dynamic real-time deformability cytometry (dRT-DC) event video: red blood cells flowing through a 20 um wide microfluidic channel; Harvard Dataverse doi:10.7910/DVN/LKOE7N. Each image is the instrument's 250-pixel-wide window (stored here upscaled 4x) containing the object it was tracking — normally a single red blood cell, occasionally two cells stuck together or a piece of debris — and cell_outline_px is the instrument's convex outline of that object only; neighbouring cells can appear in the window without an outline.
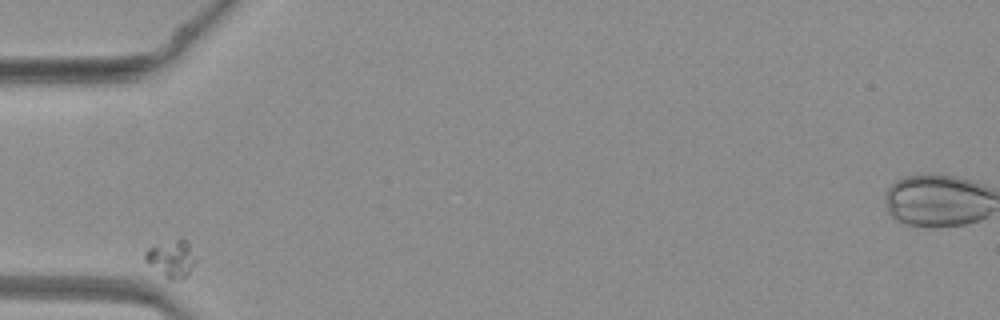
{"species": "common noctule bat (a hibernating species)", "species_latin": "Nyctalus noctula", "temperature_condition": "warm", "stored_images_in_passage": 27, "camera_frame_rate_fps": 3000, "um_per_image_px": 0.085, "animal": {"sex": "female", "body_mass_g": 19.3, "forearm_length_mm": 54.1}, "frame": {"image": 1, "passage_image": 1, "time_ms": 0.0, "image_size_px": [1000, 320], "cell_outline_px": [[192, 268], [188, 276], [172, 280], [148, 264], [144, 260], [144, 252], [148, 248], [180, 236], [188, 240], [192, 260]], "centroid_in_image_um": [14.52, 21.93], "position_along_channel_um": 70.5, "area_um2": 10.58}}
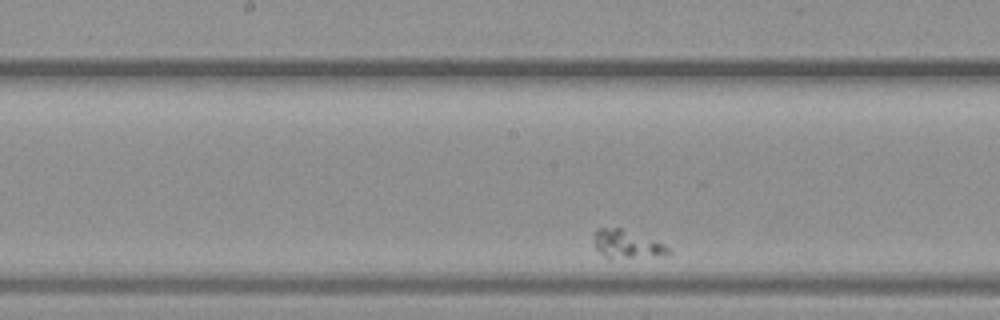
{"frame": {"image": 2, "passage_image": 12, "time_ms": 3.667, "image_size_px": [1000, 320], "cell_outline_px": [[672, 252], [608, 260], [596, 248], [592, 232], [596, 228], [620, 228], [656, 240], [664, 244]], "centroid_in_image_um": [53.17, 20.74], "position_along_channel_um": 195.0, "area_um2": 11.96}}